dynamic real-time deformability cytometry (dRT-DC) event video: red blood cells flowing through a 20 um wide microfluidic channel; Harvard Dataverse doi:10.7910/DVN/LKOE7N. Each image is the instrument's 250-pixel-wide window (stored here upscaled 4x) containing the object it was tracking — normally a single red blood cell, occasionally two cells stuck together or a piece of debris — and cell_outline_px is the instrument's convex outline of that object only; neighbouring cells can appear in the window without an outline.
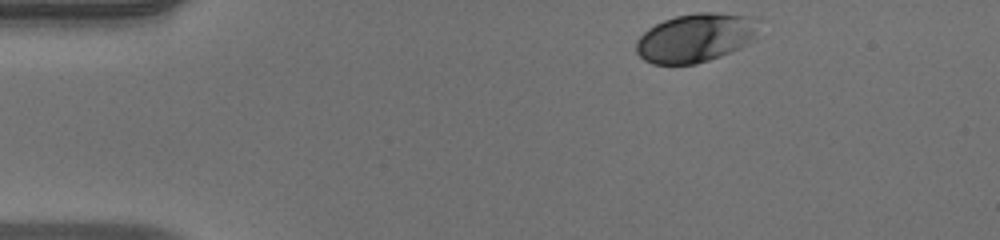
{"species": "human", "species_latin": "Homo sapiens", "temperature_condition": "warm", "stored_images_in_passage": 38, "camera_frame_rate_fps": 3000, "um_per_image_px": 0.085, "donor": {"sex": "male"}, "frame": {"image": 1, "passage_image": 1, "time_ms": 0.0, "image_size_px": [1000, 240], "cell_outline_px": [[756, 16], [752, 36], [748, 44], [740, 48], [720, 56], [696, 64], [652, 64], [644, 60], [636, 52], [636, 40], [648, 28], [664, 20], [676, 16], [696, 12], [716, 12]], "centroid_in_image_um": [59.06, 3.21], "position_along_channel_um": 25.9, "area_um2": 34.56}}
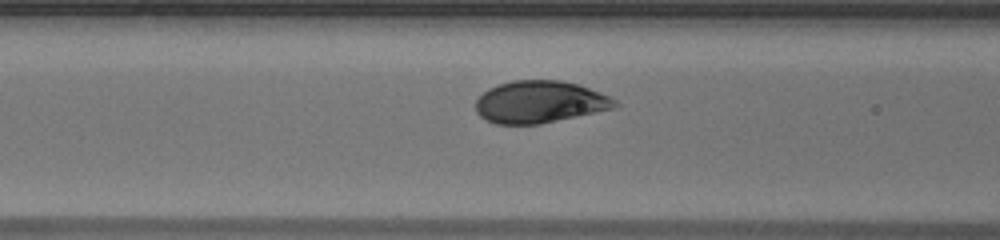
{"frame": {"image": 2, "passage_image": 14, "time_ms": 4.333, "image_size_px": [1000, 240], "cell_outline_px": [[620, 104], [616, 108], [540, 124], [496, 124], [484, 120], [476, 112], [476, 100], [488, 88], [512, 80], [560, 80], [580, 84], [600, 92], [616, 100]], "centroid_in_image_um": [45.89, 8.67], "position_along_channel_um": 120.7, "area_um2": 34.39}}
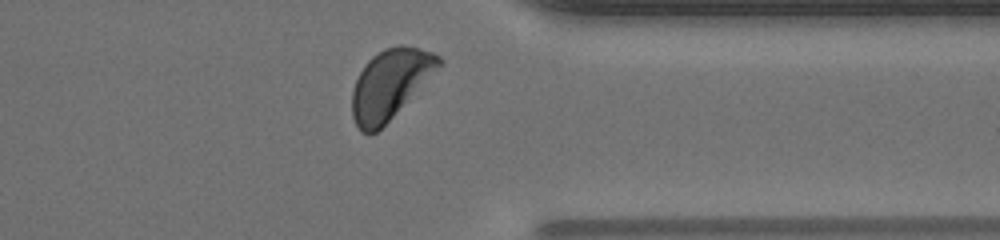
{"frame": {"image": 3, "passage_image": 34, "time_ms": 11.0, "image_size_px": [1000, 240], "cell_outline_px": [[444, 64], [376, 132], [368, 136], [360, 132], [352, 116], [352, 92], [356, 80], [364, 64], [372, 56], [384, 48], [400, 44], [404, 44], [420, 48], [432, 52], [440, 56], [444, 60]], "centroid_in_image_um": [33.16, 7.12], "position_along_channel_um": 378.2, "area_um2": 35.14}, "authors_computed_cell_mechanics": {"area_um2": 34.68, "velocity_mm_per_s": 3.9384, "shape_relaxation_time_tau1_ms": 1.9623, "shape_relaxation_time_tau2_ms": null, "deformation_change_tau1": 0.1023, "deformation_change_tau2": null}}